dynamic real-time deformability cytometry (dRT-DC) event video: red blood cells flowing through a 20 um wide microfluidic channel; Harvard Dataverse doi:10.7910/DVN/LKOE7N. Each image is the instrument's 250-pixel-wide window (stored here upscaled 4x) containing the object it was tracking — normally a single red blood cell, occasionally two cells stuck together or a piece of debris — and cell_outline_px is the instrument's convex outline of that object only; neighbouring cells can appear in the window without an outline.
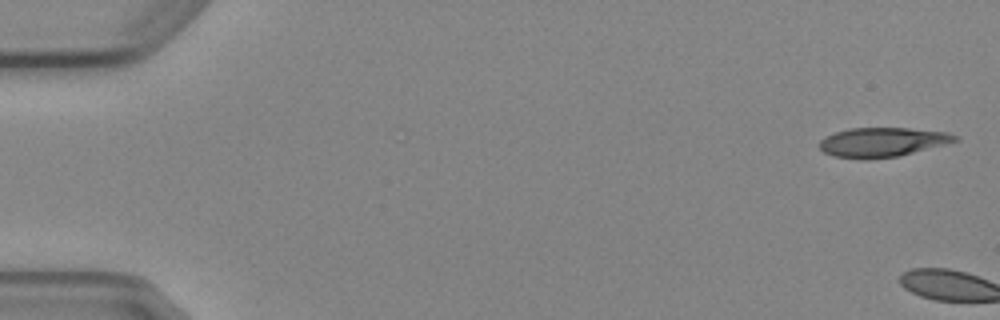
{"species": "Egyptian fruit bat (a non-hibernating species)", "species_latin": "Rousettus aegyptiacus", "temperature_condition": "cold", "stored_images_in_passage": 2, "camera_frame_rate_fps": 3000, "um_per_image_px": 0.085, "animal": {"sex": "female"}, "frame": {"image": 1, "passage_image": 1, "time_ms": 0.0, "image_size_px": [1000, 320], "cell_outline_px": [[960, 140], [900, 156], [868, 160], [864, 160], [832, 156], [824, 152], [820, 148], [820, 140], [824, 136], [848, 128], [908, 128], [948, 132], [960, 136]], "centroid_in_image_um": [75.0, 12.09], "position_along_channel_um": 10.0, "area_um2": 23.52}}